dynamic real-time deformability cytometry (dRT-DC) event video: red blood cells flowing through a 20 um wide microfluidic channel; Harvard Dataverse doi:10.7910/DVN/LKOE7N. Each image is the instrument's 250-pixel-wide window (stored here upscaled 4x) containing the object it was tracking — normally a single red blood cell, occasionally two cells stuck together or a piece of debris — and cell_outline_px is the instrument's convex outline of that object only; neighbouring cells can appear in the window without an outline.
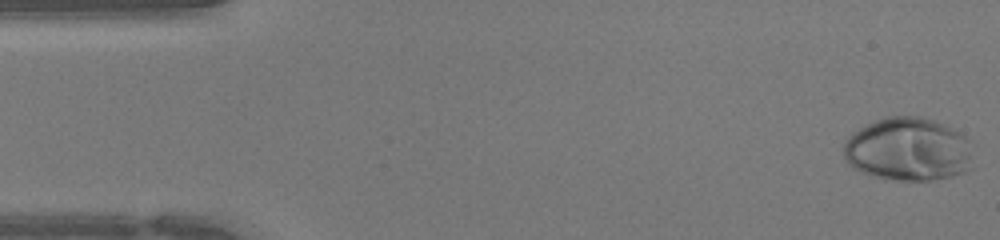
{"species": "human", "species_latin": "Homo sapiens", "temperature_condition": "warm", "stored_images_in_passage": 44, "camera_frame_rate_fps": 3000, "um_per_image_px": 0.085, "donor": {"sex": "female"}, "frame": {"image": 1, "passage_image": 1, "time_ms": 0.0, "image_size_px": [1000, 240], "cell_outline_px": [[972, 168], [964, 172], [932, 180], [884, 180], [860, 172], [852, 168], [848, 164], [844, 156], [844, 140], [852, 132], [884, 116], [920, 116], [936, 120], [960, 132], [968, 140]], "centroid_in_image_um": [77.15, 12.69], "position_along_channel_um": 7.9, "area_um2": 48.21}}
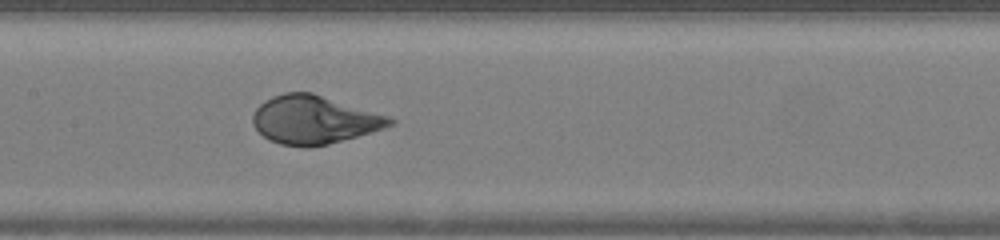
{"frame": {"image": 2, "passage_image": 21, "time_ms": 6.667, "image_size_px": [1000, 240], "cell_outline_px": [[396, 120], [392, 124], [384, 128], [328, 144], [308, 148], [304, 148], [280, 144], [268, 140], [252, 124], [252, 116], [256, 108], [264, 100], [272, 96], [284, 92], [312, 92], [388, 116]], "centroid_in_image_um": [26.65, 10.18], "position_along_channel_um": 180.8, "area_um2": 38.49}}
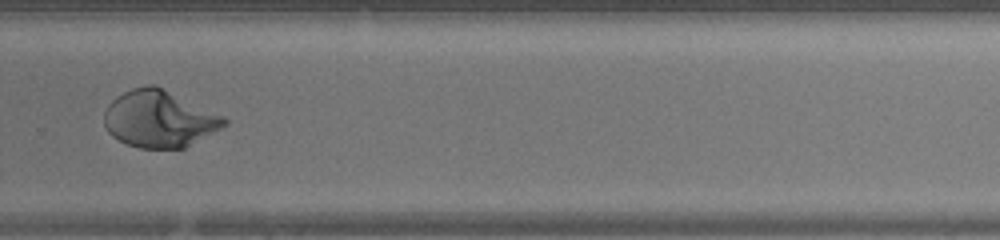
{"frame": {"image": 3, "passage_image": 30, "time_ms": 9.667, "image_size_px": [1000, 240], "cell_outline_px": [[228, 124], [184, 148], [140, 148], [128, 144], [112, 136], [108, 132], [104, 124], [104, 112], [108, 104], [116, 96], [132, 88], [148, 84], [156, 84], [224, 116], [228, 120]], "centroid_in_image_um": [13.53, 10.09], "position_along_channel_um": 316.3, "area_um2": 39.82}}